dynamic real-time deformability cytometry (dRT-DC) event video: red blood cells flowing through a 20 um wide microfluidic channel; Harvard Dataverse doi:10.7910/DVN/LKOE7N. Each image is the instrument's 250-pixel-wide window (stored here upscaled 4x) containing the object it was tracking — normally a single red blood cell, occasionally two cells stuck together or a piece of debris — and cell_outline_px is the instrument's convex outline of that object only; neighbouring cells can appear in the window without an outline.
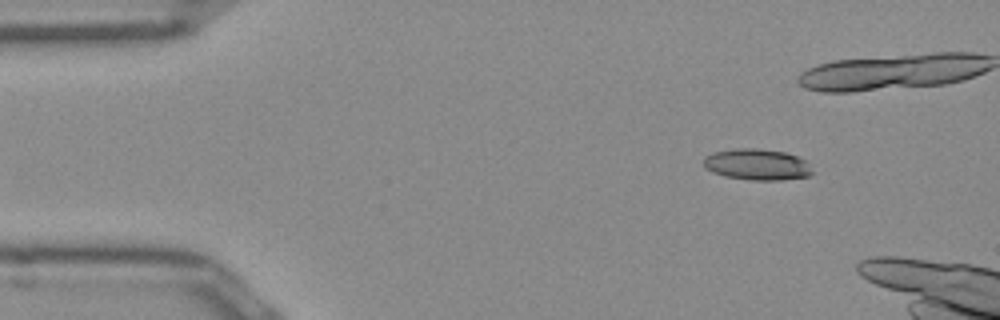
{"species": "Egyptian fruit bat (a non-hibernating species)", "species_latin": "Rousettus aegyptiacus", "temperature_condition": "room temperature", "stored_images_in_passage": 7, "camera_frame_rate_fps": 3000, "um_per_image_px": 0.085, "frame": {"image": 1, "passage_image": 1, "time_ms": 0.0, "image_size_px": [1000, 320], "cell_outline_px": [[812, 172], [808, 176], [780, 180], [752, 180], [724, 176], [712, 172], [704, 168], [704, 156], [712, 152], [736, 148], [756, 148], [784, 152], [796, 156], [804, 160]], "centroid_in_image_um": [64.28, 13.98], "position_along_channel_um": 20.7, "area_um2": 19.65}}